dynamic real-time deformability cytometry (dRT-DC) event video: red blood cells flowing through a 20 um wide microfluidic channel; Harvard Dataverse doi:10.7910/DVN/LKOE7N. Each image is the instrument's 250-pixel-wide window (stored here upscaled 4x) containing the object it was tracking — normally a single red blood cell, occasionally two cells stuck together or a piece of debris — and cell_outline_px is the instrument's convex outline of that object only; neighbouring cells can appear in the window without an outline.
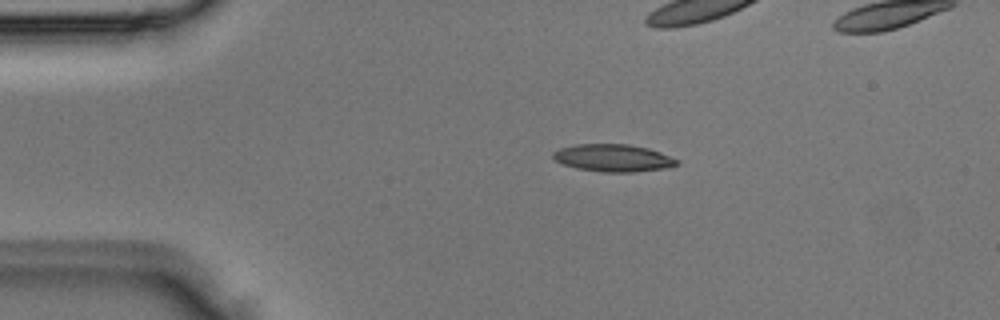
{"species": "Egyptian fruit bat (a non-hibernating species)", "species_latin": "Rousettus aegyptiacus", "temperature_condition": "room temperature", "stored_images_in_passage": 5, "segment_of_instrument_passage": [1, 2], "camera_frame_rate_fps": 3000, "um_per_image_px": 0.085, "animal": {"sex": "male"}, "frame": {"image": 1, "passage_image": 1, "time_ms": 0.0, "image_size_px": [1000, 320], "cell_outline_px": [[680, 164], [668, 168], [636, 172], [604, 172], [576, 168], [564, 164], [556, 160], [552, 156], [552, 152], [560, 148], [576, 144], [628, 144], [648, 148], [660, 152], [680, 160]], "centroid_in_image_um": [52.16, 13.43], "position_along_channel_um": 32.8, "area_um2": 19.88}}
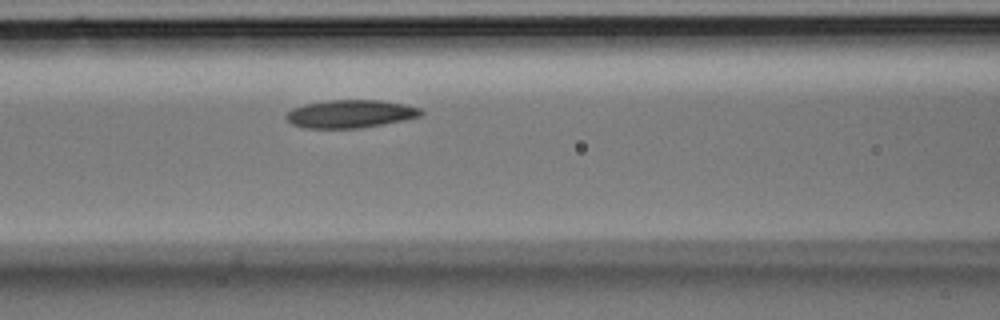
{"frame": {"image": 2, "passage_image": 4, "time_ms": 1.0, "image_size_px": [1000, 320], "cell_outline_px": [[424, 112], [420, 116], [404, 120], [360, 128], [304, 128], [292, 124], [284, 116], [292, 108], [304, 104], [328, 100], [380, 100], [404, 104], [420, 108]], "centroid_in_image_um": [29.76, 9.67], "position_along_channel_um": 136.8, "area_um2": 21.96}}